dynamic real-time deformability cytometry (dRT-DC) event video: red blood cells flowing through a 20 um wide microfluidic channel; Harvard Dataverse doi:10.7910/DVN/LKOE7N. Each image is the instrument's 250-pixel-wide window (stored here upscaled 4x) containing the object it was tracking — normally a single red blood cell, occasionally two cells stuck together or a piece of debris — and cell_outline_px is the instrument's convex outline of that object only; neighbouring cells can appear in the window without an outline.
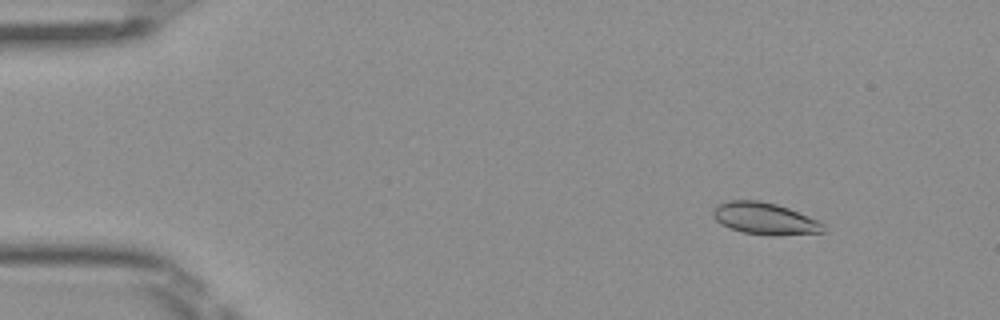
{"species": "Egyptian fruit bat (a non-hibernating species)", "species_latin": "Rousettus aegyptiacus", "temperature_condition": "room temperature", "stored_images_in_passage": 49, "camera_frame_rate_fps": 3000, "um_per_image_px": 0.085, "frame": {"image": 1, "passage_image": 5, "time_ms": 1.333, "image_size_px": [1000, 320], "cell_outline_px": [[824, 232], [776, 236], [768, 236], [744, 232], [732, 228], [716, 220], [712, 216], [712, 208], [716, 204], [728, 200], [760, 200], [776, 204], [788, 208], [820, 220], [824, 224]], "centroid_in_image_um": [65.01, 18.57], "position_along_channel_um": 20.0, "area_um2": 20.69}}
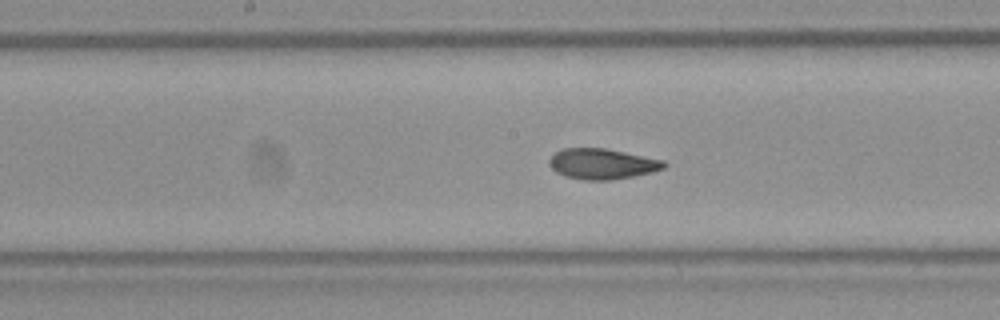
{"frame": {"image": 2, "passage_image": 25, "time_ms": 8.0, "image_size_px": [1000, 320], "cell_outline_px": [[668, 164], [664, 168], [652, 172], [632, 176], [608, 180], [584, 180], [564, 176], [556, 172], [552, 168], [548, 160], [560, 148], [604, 148], [664, 160]], "centroid_in_image_um": [51.17, 13.92], "position_along_channel_um": 197.0, "area_um2": 20.35}}
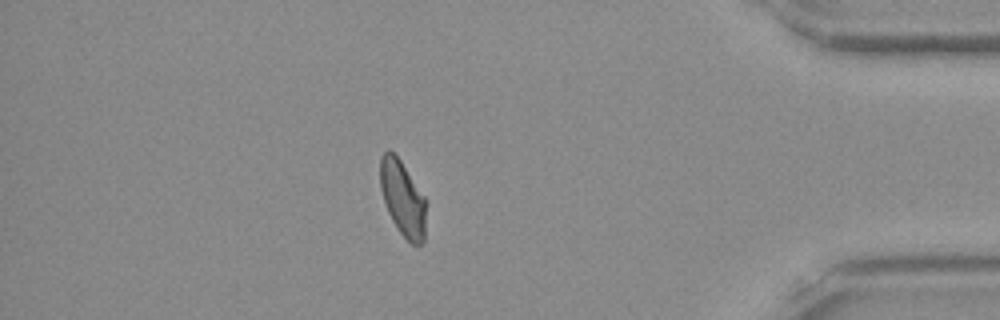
{"frame": {"image": 3, "passage_image": 43, "time_ms": 14.0, "image_size_px": [1000, 320], "cell_outline_px": [[424, 240], [420, 244], [412, 244], [400, 232], [392, 220], [388, 212], [380, 188], [380, 156], [388, 148], [400, 160], [424, 196]], "centroid_in_image_um": [34.19, 16.82], "position_along_channel_um": 401.0, "area_um2": 19.59}, "authors_computed_cell_mechanics": {"area_um2": 20.4034, "velocity_mm_per_s": 4.0482, "shape_relaxation_time_tau1_ms": 5.982, "shape_relaxation_time_tau2_ms": 1.1254, "deformation_change_tau1": 0.1695, "deformation_change_tau2": 0.0594}}